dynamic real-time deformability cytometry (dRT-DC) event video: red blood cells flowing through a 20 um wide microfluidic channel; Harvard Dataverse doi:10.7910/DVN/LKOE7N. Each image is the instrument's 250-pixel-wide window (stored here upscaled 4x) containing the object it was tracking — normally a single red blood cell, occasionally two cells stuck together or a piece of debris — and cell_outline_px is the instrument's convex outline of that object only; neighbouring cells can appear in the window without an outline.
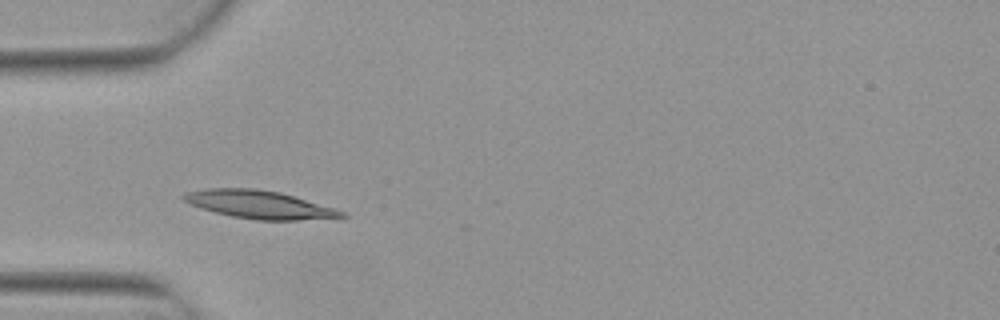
{"species": "Egyptian fruit bat (a non-hibernating species)", "species_latin": "Rousettus aegyptiacus", "temperature_condition": "warm", "stored_images_in_passage": 2, "camera_frame_rate_fps": 3000, "um_per_image_px": 0.085, "animal": {"sex": "female"}, "frame": {"image": 1, "passage_image": 2, "time_ms": 0.333, "image_size_px": [1000, 320], "cell_outline_px": [[348, 216], [296, 220], [256, 220], [232, 216], [200, 208], [184, 200], [180, 196], [188, 192], [208, 188], [256, 188], [280, 192], [336, 208], [344, 212]], "centroid_in_image_um": [22.05, 17.38], "position_along_channel_um": 63.0, "area_um2": 25.55}}